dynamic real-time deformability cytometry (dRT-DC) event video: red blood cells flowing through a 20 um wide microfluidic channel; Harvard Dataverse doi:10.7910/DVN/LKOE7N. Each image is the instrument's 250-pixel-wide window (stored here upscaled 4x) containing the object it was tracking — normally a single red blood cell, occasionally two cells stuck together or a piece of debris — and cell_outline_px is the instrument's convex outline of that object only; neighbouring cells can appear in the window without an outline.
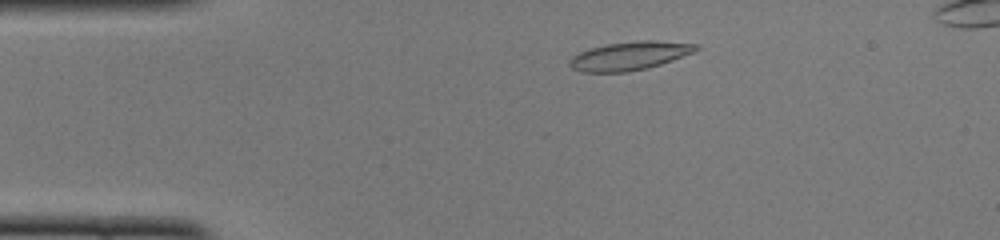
{"species": "common noctule bat (a hibernating species)", "species_latin": "Nyctalus noctula", "temperature_condition": "cold", "stored_images_in_passage": 46, "camera_frame_rate_fps": 3000, "um_per_image_px": 0.085, "animal": {"sex": "female", "body_mass_g": 22.0, "forearm_length_mm": 56.7}, "frame": {"image": 1, "passage_image": 6, "time_ms": 1.667, "image_size_px": [1000, 240], "cell_outline_px": [[700, 48], [696, 52], [648, 68], [624, 72], [580, 72], [572, 68], [568, 64], [568, 60], [572, 56], [588, 48], [608, 44], [640, 40], [656, 40], [700, 44]], "centroid_in_image_um": [53.53, 4.74], "position_along_channel_um": 31.5, "area_um2": 21.21}}
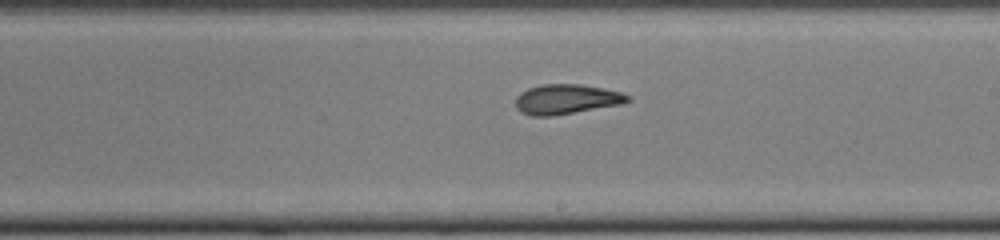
{"frame": {"image": 2, "passage_image": 25, "time_ms": 8.0, "image_size_px": [1000, 240], "cell_outline_px": [[632, 100], [620, 104], [552, 116], [532, 116], [520, 112], [516, 108], [516, 96], [520, 92], [528, 88], [540, 84], [580, 84], [604, 88], [620, 92], [632, 96]], "centroid_in_image_um": [48.13, 8.42], "position_along_channel_um": 240.9, "area_um2": 19.59}}
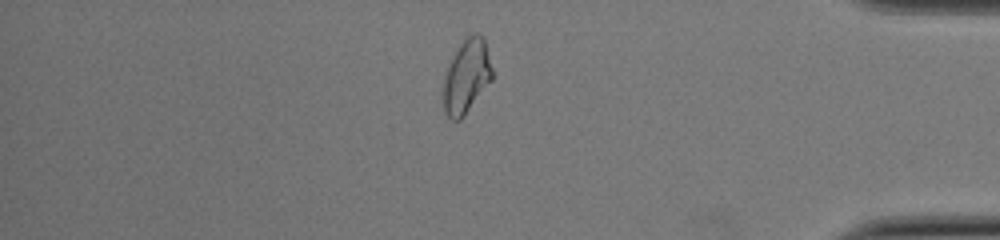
{"frame": {"image": 3, "passage_image": 39, "time_ms": 12.667, "image_size_px": [1000, 240], "cell_outline_px": [[492, 80], [464, 116], [460, 120], [452, 120], [444, 112], [444, 76], [460, 44], [468, 36], [476, 32], [480, 32], [484, 36], [492, 68]], "centroid_in_image_um": [39.69, 6.49], "position_along_channel_um": 395.5, "area_um2": 20.75}, "authors_computed_cell_mechanics": {"area_um2": 20.1722, "velocity_mm_per_s": 3.9878, "shape_relaxation_time_tau1_ms": null, "shape_relaxation_time_tau2_ms": 1.6263, "deformation_change_tau1": null, "deformation_change_tau2": 0.0772}}